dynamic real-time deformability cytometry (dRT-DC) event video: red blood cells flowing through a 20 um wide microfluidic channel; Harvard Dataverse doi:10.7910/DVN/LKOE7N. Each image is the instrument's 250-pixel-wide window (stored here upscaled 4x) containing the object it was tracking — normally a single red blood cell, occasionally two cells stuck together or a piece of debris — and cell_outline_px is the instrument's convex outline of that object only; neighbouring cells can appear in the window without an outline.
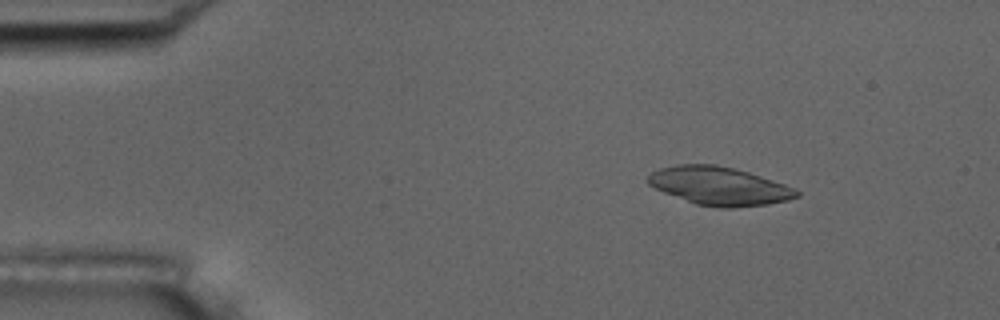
{"species": "common noctule bat (a hibernating species)", "species_latin": "Nyctalus noctula", "temperature_condition": "room temperature", "stored_images_in_passage": 54, "camera_frame_rate_fps": 3000, "um_per_image_px": 0.085, "animal": {"sex": "male", "body_mass_g": 17.5, "forearm_length_mm": 52.3}, "frame": {"image": 1, "passage_image": 8, "time_ms": 2.333, "image_size_px": [1000, 320], "cell_outline_px": [[800, 196], [788, 200], [764, 204], [732, 208], [720, 208], [696, 204], [664, 192], [648, 184], [644, 180], [652, 172], [660, 168], [676, 164], [716, 164], [748, 172], [796, 188], [800, 192]], "centroid_in_image_um": [61.12, 15.8], "position_along_channel_um": 23.9, "area_um2": 33.0}}